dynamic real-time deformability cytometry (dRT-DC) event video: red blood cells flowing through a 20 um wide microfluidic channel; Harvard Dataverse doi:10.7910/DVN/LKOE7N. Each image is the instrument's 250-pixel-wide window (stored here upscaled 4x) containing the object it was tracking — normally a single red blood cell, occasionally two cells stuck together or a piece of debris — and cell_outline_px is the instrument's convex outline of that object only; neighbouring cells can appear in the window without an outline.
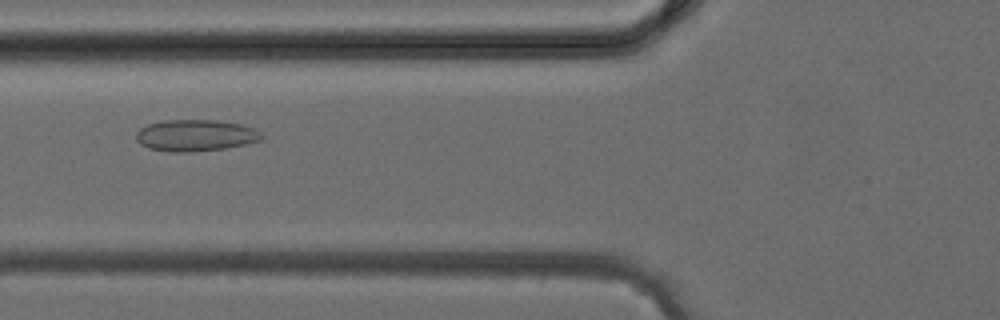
{"species": "common noctule bat (a hibernating species)", "species_latin": "Nyctalus noctula", "temperature_condition": "cold", "stored_images_in_passage": 39, "camera_frame_rate_fps": 3000, "um_per_image_px": 0.085, "animal": {"sex": "female", "body_mass_g": 24.6, "forearm_length_mm": 56.2}, "frame": {"image": 1, "passage_image": 15, "time_ms": 4.667, "image_size_px": [1000, 320], "cell_outline_px": [[264, 136], [260, 140], [244, 144], [224, 148], [184, 152], [168, 152], [148, 148], [140, 144], [136, 140], [136, 132], [140, 128], [148, 124], [164, 120], [216, 120], [240, 124], [256, 128]], "centroid_in_image_um": [16.59, 11.5], "position_along_channel_um": 109.2, "area_um2": 23.06}}
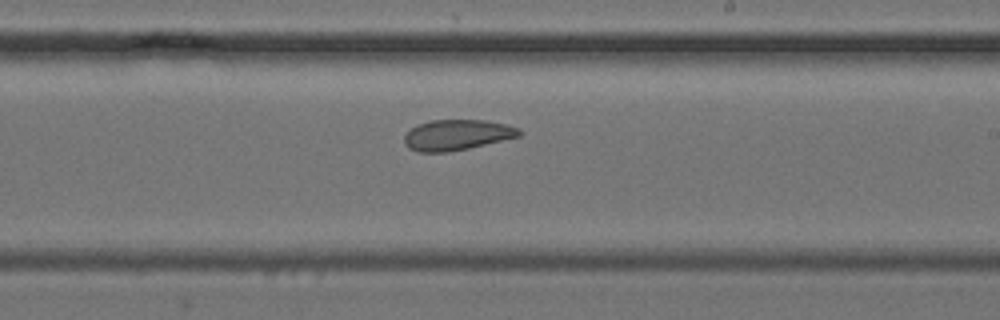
{"frame": {"image": 2, "passage_image": 23, "time_ms": 7.333, "image_size_px": [1000, 320], "cell_outline_px": [[520, 136], [468, 148], [448, 152], [416, 152], [408, 148], [404, 144], [404, 136], [416, 124], [432, 120], [484, 120], [504, 124], [520, 128]], "centroid_in_image_um": [38.8, 11.47], "position_along_channel_um": 250.2, "area_um2": 20.4}}
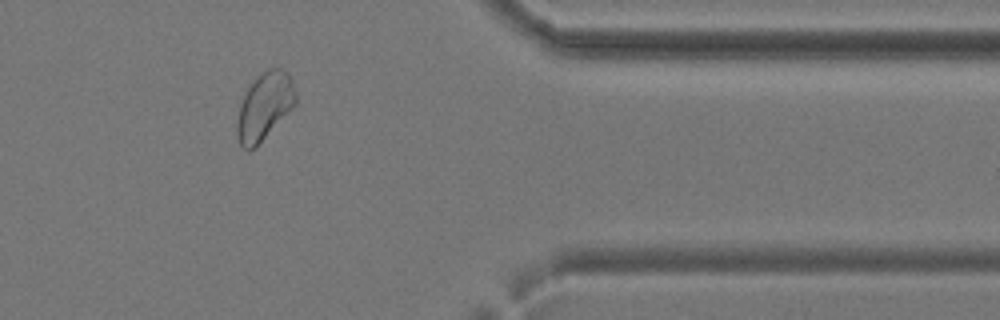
{"frame": {"image": 3, "passage_image": 32, "time_ms": 10.333, "image_size_px": [1000, 320], "cell_outline_px": [[296, 104], [256, 148], [248, 152], [240, 144], [236, 136], [236, 124], [240, 104], [248, 84], [260, 72], [268, 68], [280, 68], [288, 72], [292, 80], [296, 92]], "centroid_in_image_um": [22.46, 9.04], "position_along_channel_um": 388.9, "area_um2": 23.52}}